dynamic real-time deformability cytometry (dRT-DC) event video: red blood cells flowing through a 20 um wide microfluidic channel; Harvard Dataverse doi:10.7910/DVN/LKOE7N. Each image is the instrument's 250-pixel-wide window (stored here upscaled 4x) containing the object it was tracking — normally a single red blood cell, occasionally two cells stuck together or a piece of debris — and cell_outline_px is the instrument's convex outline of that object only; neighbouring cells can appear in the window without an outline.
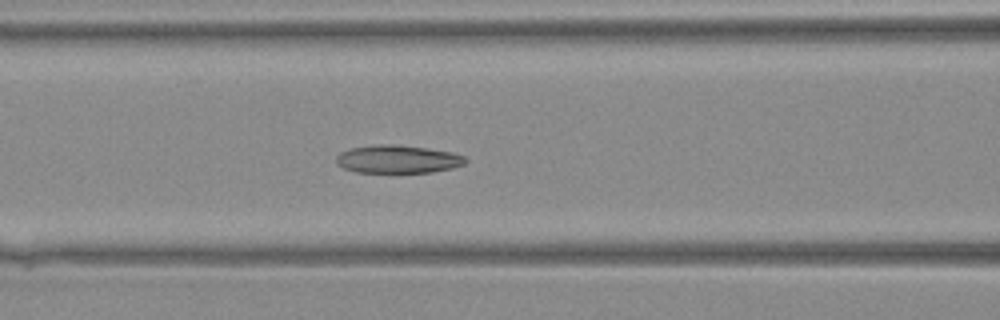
{"species": "Egyptian fruit bat (a non-hibernating species)", "species_latin": "Rousettus aegyptiacus", "temperature_condition": "warm", "stored_images_in_passage": 27, "camera_frame_rate_fps": 3000, "um_per_image_px": 0.085, "animal": {"sex": "female"}, "frame": {"image": 1, "passage_image": 10, "time_ms": 3.0, "image_size_px": [1000, 320], "cell_outline_px": [[468, 160], [464, 164], [452, 168], [432, 172], [356, 172], [344, 168], [336, 164], [336, 156], [340, 152], [352, 148], [380, 144], [392, 144], [428, 148], [452, 152], [464, 156]], "centroid_in_image_um": [33.81, 13.53], "position_along_channel_um": 132.8, "area_um2": 21.04}}
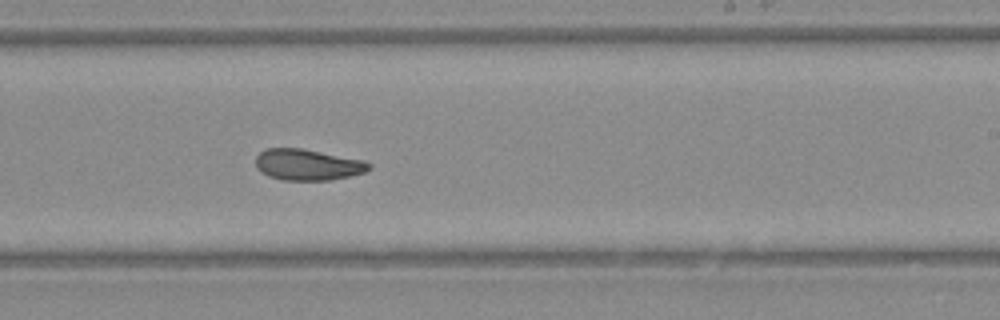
{"frame": {"image": 2, "passage_image": 18, "time_ms": 5.667, "image_size_px": [1000, 320], "cell_outline_px": [[372, 168], [364, 172], [348, 176], [328, 180], [284, 180], [268, 176], [256, 168], [256, 156], [264, 148], [300, 148], [364, 160], [372, 164]], "centroid_in_image_um": [26.14, 13.99], "position_along_channel_um": 262.9, "area_um2": 20.52}}
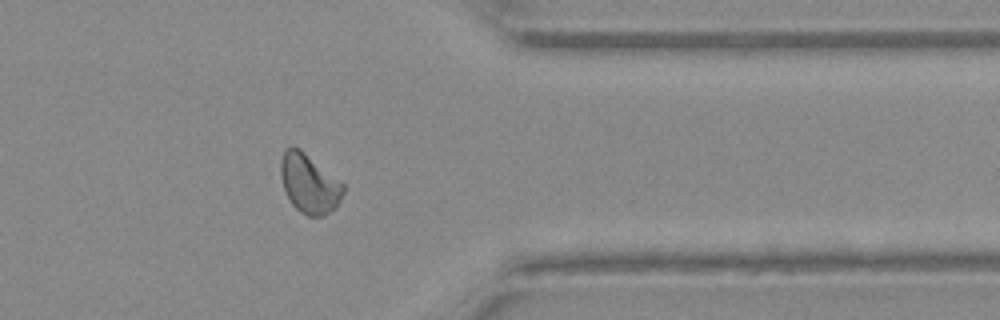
{"frame": {"image": 3, "passage_image": 26, "time_ms": 8.333, "image_size_px": [1000, 320], "cell_outline_px": [[344, 192], [340, 200], [324, 216], [308, 216], [300, 212], [292, 204], [284, 188], [280, 176], [280, 160], [284, 148], [292, 144], [300, 148], [344, 184]], "centroid_in_image_um": [26.24, 15.55], "position_along_channel_um": 385.2, "area_um2": 21.56}}